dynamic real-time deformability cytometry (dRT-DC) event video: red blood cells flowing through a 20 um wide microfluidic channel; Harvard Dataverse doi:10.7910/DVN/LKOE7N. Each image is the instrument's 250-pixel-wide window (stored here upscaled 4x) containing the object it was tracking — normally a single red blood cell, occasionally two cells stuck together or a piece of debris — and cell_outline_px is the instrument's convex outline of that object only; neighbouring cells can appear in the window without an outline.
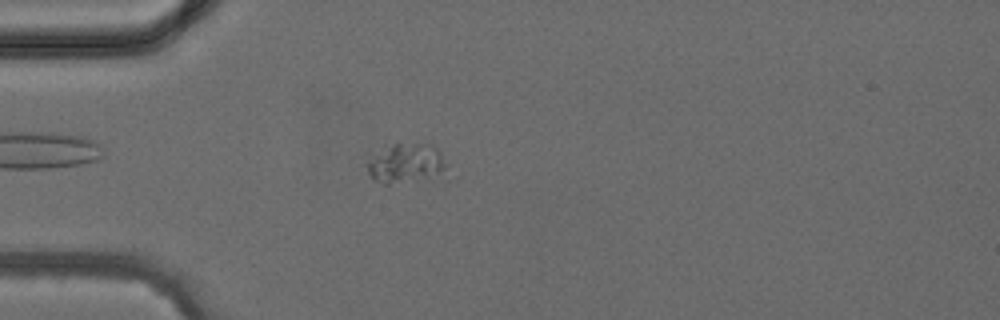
{"species": "common noctule bat (a hibernating species)", "species_latin": "Nyctalus noctula", "temperature_condition": "cold", "stored_images_in_passage": 4, "camera_frame_rate_fps": 3000, "um_per_image_px": 0.085, "animal": {"sex": "female", "body_mass_g": 24.6, "forearm_length_mm": 56.2}, "frame": {"image": 1, "passage_image": 4, "time_ms": 3.667, "image_size_px": [1000, 320], "cell_outline_px": [[444, 168], [436, 172], [388, 184], [384, 184], [376, 180], [368, 172], [364, 164], [392, 144], [432, 144], [440, 152], [444, 164]], "centroid_in_image_um": [34.4, 13.82], "position_along_channel_um": 50.6, "area_um2": 16.53}}